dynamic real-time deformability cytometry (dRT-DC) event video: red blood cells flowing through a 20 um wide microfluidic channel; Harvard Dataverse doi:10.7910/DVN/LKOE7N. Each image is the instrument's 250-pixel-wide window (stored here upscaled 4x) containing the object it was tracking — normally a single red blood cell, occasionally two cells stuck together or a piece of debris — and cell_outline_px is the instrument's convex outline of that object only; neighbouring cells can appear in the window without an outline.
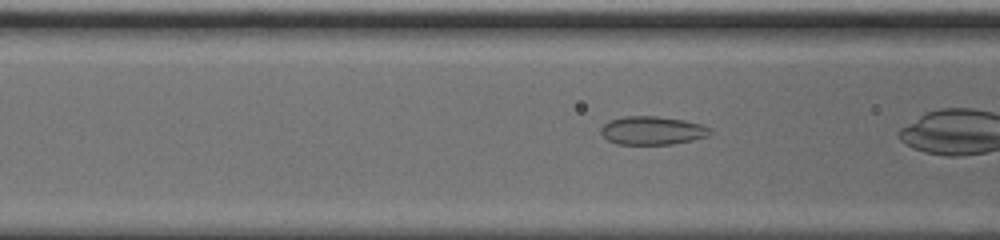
{"species": "common noctule bat (a hibernating species)", "species_latin": "Nyctalus noctula", "temperature_condition": "cold", "stored_images_in_passage": 14, "camera_frame_rate_fps": 3000, "um_per_image_px": 0.085, "animal": {"sex": "male", "body_mass_g": 20.0, "forearm_length_mm": 53.3}, "frame": {"image": 1, "passage_image": 12, "time_ms": 3.667, "image_size_px": [1000, 240], "cell_outline_px": [[712, 132], [708, 136], [692, 140], [672, 144], [616, 144], [608, 140], [600, 132], [600, 128], [608, 120], [624, 116], [656, 116], [684, 120], [704, 124], [712, 128]], "centroid_in_image_um": [55.47, 11.08], "position_along_channel_um": 111.1, "area_um2": 18.26}}